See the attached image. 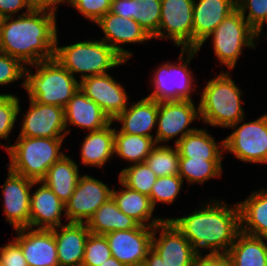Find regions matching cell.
I'll return each mask as SVG.
<instances>
[{
    "label": "cell",
    "mask_w": 267,
    "mask_h": 266,
    "mask_svg": "<svg viewBox=\"0 0 267 266\" xmlns=\"http://www.w3.org/2000/svg\"><path fill=\"white\" fill-rule=\"evenodd\" d=\"M157 178L148 165L142 162L123 168L118 180L130 189L149 196Z\"/></svg>",
    "instance_id": "d590c367"
},
{
    "label": "cell",
    "mask_w": 267,
    "mask_h": 266,
    "mask_svg": "<svg viewBox=\"0 0 267 266\" xmlns=\"http://www.w3.org/2000/svg\"><path fill=\"white\" fill-rule=\"evenodd\" d=\"M36 67L33 74L26 68V77L21 85L29 99L38 103L65 107L79 89V81L55 58L30 65Z\"/></svg>",
    "instance_id": "277c9868"
},
{
    "label": "cell",
    "mask_w": 267,
    "mask_h": 266,
    "mask_svg": "<svg viewBox=\"0 0 267 266\" xmlns=\"http://www.w3.org/2000/svg\"><path fill=\"white\" fill-rule=\"evenodd\" d=\"M113 122L104 128L92 131L84 137L81 144V159L84 165L103 167L114 155L115 128Z\"/></svg>",
    "instance_id": "83f0119b"
},
{
    "label": "cell",
    "mask_w": 267,
    "mask_h": 266,
    "mask_svg": "<svg viewBox=\"0 0 267 266\" xmlns=\"http://www.w3.org/2000/svg\"><path fill=\"white\" fill-rule=\"evenodd\" d=\"M111 256L105 235L90 233L86 240L84 260L81 266H99Z\"/></svg>",
    "instance_id": "74e56055"
},
{
    "label": "cell",
    "mask_w": 267,
    "mask_h": 266,
    "mask_svg": "<svg viewBox=\"0 0 267 266\" xmlns=\"http://www.w3.org/2000/svg\"><path fill=\"white\" fill-rule=\"evenodd\" d=\"M96 24L105 34L102 41H105L125 61L129 60L132 52L120 47L128 43H144L152 39L138 22L131 18H124L107 12ZM119 45V46H118Z\"/></svg>",
    "instance_id": "ac0fdd59"
},
{
    "label": "cell",
    "mask_w": 267,
    "mask_h": 266,
    "mask_svg": "<svg viewBox=\"0 0 267 266\" xmlns=\"http://www.w3.org/2000/svg\"><path fill=\"white\" fill-rule=\"evenodd\" d=\"M33 10H45L52 13H57V6L62 3H67L69 0H29Z\"/></svg>",
    "instance_id": "bcb514c9"
},
{
    "label": "cell",
    "mask_w": 267,
    "mask_h": 266,
    "mask_svg": "<svg viewBox=\"0 0 267 266\" xmlns=\"http://www.w3.org/2000/svg\"><path fill=\"white\" fill-rule=\"evenodd\" d=\"M218 144L206 129L197 128L185 135L176 146L179 150V158L223 160L224 140Z\"/></svg>",
    "instance_id": "f546056e"
},
{
    "label": "cell",
    "mask_w": 267,
    "mask_h": 266,
    "mask_svg": "<svg viewBox=\"0 0 267 266\" xmlns=\"http://www.w3.org/2000/svg\"><path fill=\"white\" fill-rule=\"evenodd\" d=\"M25 8L26 12L33 10L29 0H0V18L14 17Z\"/></svg>",
    "instance_id": "ee69618b"
},
{
    "label": "cell",
    "mask_w": 267,
    "mask_h": 266,
    "mask_svg": "<svg viewBox=\"0 0 267 266\" xmlns=\"http://www.w3.org/2000/svg\"><path fill=\"white\" fill-rule=\"evenodd\" d=\"M158 231H161L160 236L156 238ZM152 249L160 255L164 266H193L198 255L170 219L154 227Z\"/></svg>",
    "instance_id": "9a60e30c"
},
{
    "label": "cell",
    "mask_w": 267,
    "mask_h": 266,
    "mask_svg": "<svg viewBox=\"0 0 267 266\" xmlns=\"http://www.w3.org/2000/svg\"><path fill=\"white\" fill-rule=\"evenodd\" d=\"M227 255L234 266H267V238L240 231Z\"/></svg>",
    "instance_id": "1f68e13d"
},
{
    "label": "cell",
    "mask_w": 267,
    "mask_h": 266,
    "mask_svg": "<svg viewBox=\"0 0 267 266\" xmlns=\"http://www.w3.org/2000/svg\"><path fill=\"white\" fill-rule=\"evenodd\" d=\"M0 260L3 266H28L23 251L15 240L0 247Z\"/></svg>",
    "instance_id": "7bdbcfd3"
},
{
    "label": "cell",
    "mask_w": 267,
    "mask_h": 266,
    "mask_svg": "<svg viewBox=\"0 0 267 266\" xmlns=\"http://www.w3.org/2000/svg\"><path fill=\"white\" fill-rule=\"evenodd\" d=\"M198 53L197 49H181L178 64L173 62L163 63L154 71L152 76L153 92L148 98L160 101L192 100L195 86L192 71L188 66L192 58ZM187 54L186 59H183Z\"/></svg>",
    "instance_id": "ba28073f"
},
{
    "label": "cell",
    "mask_w": 267,
    "mask_h": 266,
    "mask_svg": "<svg viewBox=\"0 0 267 266\" xmlns=\"http://www.w3.org/2000/svg\"><path fill=\"white\" fill-rule=\"evenodd\" d=\"M52 231L55 236L59 266H81L86 240L90 234L86 223L68 222L52 228Z\"/></svg>",
    "instance_id": "7402d4cb"
},
{
    "label": "cell",
    "mask_w": 267,
    "mask_h": 266,
    "mask_svg": "<svg viewBox=\"0 0 267 266\" xmlns=\"http://www.w3.org/2000/svg\"><path fill=\"white\" fill-rule=\"evenodd\" d=\"M153 230L154 227L139 225L105 234L111 255L125 266H142L152 248Z\"/></svg>",
    "instance_id": "4fadbf2b"
},
{
    "label": "cell",
    "mask_w": 267,
    "mask_h": 266,
    "mask_svg": "<svg viewBox=\"0 0 267 266\" xmlns=\"http://www.w3.org/2000/svg\"><path fill=\"white\" fill-rule=\"evenodd\" d=\"M15 241L20 245L28 266H59L52 229H16ZM27 232V233H26Z\"/></svg>",
    "instance_id": "d6986e66"
},
{
    "label": "cell",
    "mask_w": 267,
    "mask_h": 266,
    "mask_svg": "<svg viewBox=\"0 0 267 266\" xmlns=\"http://www.w3.org/2000/svg\"><path fill=\"white\" fill-rule=\"evenodd\" d=\"M111 2L112 0H69L68 4L82 16L96 23L110 11Z\"/></svg>",
    "instance_id": "60d3db41"
},
{
    "label": "cell",
    "mask_w": 267,
    "mask_h": 266,
    "mask_svg": "<svg viewBox=\"0 0 267 266\" xmlns=\"http://www.w3.org/2000/svg\"><path fill=\"white\" fill-rule=\"evenodd\" d=\"M238 205L240 231L251 236L267 238V188L253 191Z\"/></svg>",
    "instance_id": "4316f807"
},
{
    "label": "cell",
    "mask_w": 267,
    "mask_h": 266,
    "mask_svg": "<svg viewBox=\"0 0 267 266\" xmlns=\"http://www.w3.org/2000/svg\"><path fill=\"white\" fill-rule=\"evenodd\" d=\"M183 182L179 175L158 177L149 195L153 207L157 202L172 204L179 195Z\"/></svg>",
    "instance_id": "8d00e7d4"
},
{
    "label": "cell",
    "mask_w": 267,
    "mask_h": 266,
    "mask_svg": "<svg viewBox=\"0 0 267 266\" xmlns=\"http://www.w3.org/2000/svg\"><path fill=\"white\" fill-rule=\"evenodd\" d=\"M99 266H125L123 263L119 262L115 257L111 256L109 259L104 261Z\"/></svg>",
    "instance_id": "c3c4849f"
},
{
    "label": "cell",
    "mask_w": 267,
    "mask_h": 266,
    "mask_svg": "<svg viewBox=\"0 0 267 266\" xmlns=\"http://www.w3.org/2000/svg\"><path fill=\"white\" fill-rule=\"evenodd\" d=\"M29 100L30 107L24 115L18 137L64 138L70 133V130L66 129L63 107Z\"/></svg>",
    "instance_id": "5bb4252c"
},
{
    "label": "cell",
    "mask_w": 267,
    "mask_h": 266,
    "mask_svg": "<svg viewBox=\"0 0 267 266\" xmlns=\"http://www.w3.org/2000/svg\"><path fill=\"white\" fill-rule=\"evenodd\" d=\"M267 24V20L256 30V33H257V35L260 37L261 36V34H262V28H263V25L264 24Z\"/></svg>",
    "instance_id": "681fc988"
},
{
    "label": "cell",
    "mask_w": 267,
    "mask_h": 266,
    "mask_svg": "<svg viewBox=\"0 0 267 266\" xmlns=\"http://www.w3.org/2000/svg\"><path fill=\"white\" fill-rule=\"evenodd\" d=\"M159 102L147 96L143 99L130 103L112 122L122 123L120 130L115 133H126L151 137L155 140L151 131L156 127Z\"/></svg>",
    "instance_id": "603a6c76"
},
{
    "label": "cell",
    "mask_w": 267,
    "mask_h": 266,
    "mask_svg": "<svg viewBox=\"0 0 267 266\" xmlns=\"http://www.w3.org/2000/svg\"><path fill=\"white\" fill-rule=\"evenodd\" d=\"M38 181L28 179L8 167V177L3 189V204L6 221L14 230L29 227L31 188Z\"/></svg>",
    "instance_id": "2e32d148"
},
{
    "label": "cell",
    "mask_w": 267,
    "mask_h": 266,
    "mask_svg": "<svg viewBox=\"0 0 267 266\" xmlns=\"http://www.w3.org/2000/svg\"><path fill=\"white\" fill-rule=\"evenodd\" d=\"M143 266H164L160 255L152 248L148 251Z\"/></svg>",
    "instance_id": "7dc6e473"
},
{
    "label": "cell",
    "mask_w": 267,
    "mask_h": 266,
    "mask_svg": "<svg viewBox=\"0 0 267 266\" xmlns=\"http://www.w3.org/2000/svg\"><path fill=\"white\" fill-rule=\"evenodd\" d=\"M236 6L255 30L267 20V0H236Z\"/></svg>",
    "instance_id": "ab89813d"
},
{
    "label": "cell",
    "mask_w": 267,
    "mask_h": 266,
    "mask_svg": "<svg viewBox=\"0 0 267 266\" xmlns=\"http://www.w3.org/2000/svg\"><path fill=\"white\" fill-rule=\"evenodd\" d=\"M210 37H212L214 54L219 62L229 70L236 66L237 60L243 53V47L255 49L254 39H259L256 30L245 20L237 8L207 36L197 50H200Z\"/></svg>",
    "instance_id": "52a82bcc"
},
{
    "label": "cell",
    "mask_w": 267,
    "mask_h": 266,
    "mask_svg": "<svg viewBox=\"0 0 267 266\" xmlns=\"http://www.w3.org/2000/svg\"><path fill=\"white\" fill-rule=\"evenodd\" d=\"M19 98L13 94H0V138L6 139L9 143L8 136L17 116L20 113Z\"/></svg>",
    "instance_id": "f35d334b"
},
{
    "label": "cell",
    "mask_w": 267,
    "mask_h": 266,
    "mask_svg": "<svg viewBox=\"0 0 267 266\" xmlns=\"http://www.w3.org/2000/svg\"><path fill=\"white\" fill-rule=\"evenodd\" d=\"M86 225L90 233L105 235L113 231L134 229L140 224L124 214L110 198L95 211Z\"/></svg>",
    "instance_id": "4dcf8cb0"
},
{
    "label": "cell",
    "mask_w": 267,
    "mask_h": 266,
    "mask_svg": "<svg viewBox=\"0 0 267 266\" xmlns=\"http://www.w3.org/2000/svg\"><path fill=\"white\" fill-rule=\"evenodd\" d=\"M222 160L179 158V176L189 184H203L222 175Z\"/></svg>",
    "instance_id": "836d02e7"
},
{
    "label": "cell",
    "mask_w": 267,
    "mask_h": 266,
    "mask_svg": "<svg viewBox=\"0 0 267 266\" xmlns=\"http://www.w3.org/2000/svg\"><path fill=\"white\" fill-rule=\"evenodd\" d=\"M229 71H221L203 88L198 104L200 120L211 126L230 128L245 118L241 101L242 91L230 77Z\"/></svg>",
    "instance_id": "3957f363"
},
{
    "label": "cell",
    "mask_w": 267,
    "mask_h": 266,
    "mask_svg": "<svg viewBox=\"0 0 267 266\" xmlns=\"http://www.w3.org/2000/svg\"><path fill=\"white\" fill-rule=\"evenodd\" d=\"M79 89L100 106L111 121L129 106L125 88L108 73L80 80Z\"/></svg>",
    "instance_id": "e0dca14e"
},
{
    "label": "cell",
    "mask_w": 267,
    "mask_h": 266,
    "mask_svg": "<svg viewBox=\"0 0 267 266\" xmlns=\"http://www.w3.org/2000/svg\"><path fill=\"white\" fill-rule=\"evenodd\" d=\"M156 145L151 137L115 133L114 154L133 164L142 163Z\"/></svg>",
    "instance_id": "d6a6232c"
},
{
    "label": "cell",
    "mask_w": 267,
    "mask_h": 266,
    "mask_svg": "<svg viewBox=\"0 0 267 266\" xmlns=\"http://www.w3.org/2000/svg\"><path fill=\"white\" fill-rule=\"evenodd\" d=\"M26 66L17 58L0 52V85H7L26 77Z\"/></svg>",
    "instance_id": "b9f144b4"
},
{
    "label": "cell",
    "mask_w": 267,
    "mask_h": 266,
    "mask_svg": "<svg viewBox=\"0 0 267 266\" xmlns=\"http://www.w3.org/2000/svg\"><path fill=\"white\" fill-rule=\"evenodd\" d=\"M243 121L244 118L232 125L234 131L223 139L224 152L234 154L242 162L267 164V114L254 121Z\"/></svg>",
    "instance_id": "9c48e42d"
},
{
    "label": "cell",
    "mask_w": 267,
    "mask_h": 266,
    "mask_svg": "<svg viewBox=\"0 0 267 266\" xmlns=\"http://www.w3.org/2000/svg\"><path fill=\"white\" fill-rule=\"evenodd\" d=\"M56 38L54 58L73 76L81 80L109 73L107 70L124 64L125 61L114 49L102 40H85L71 45L58 46Z\"/></svg>",
    "instance_id": "5b68a950"
},
{
    "label": "cell",
    "mask_w": 267,
    "mask_h": 266,
    "mask_svg": "<svg viewBox=\"0 0 267 266\" xmlns=\"http://www.w3.org/2000/svg\"><path fill=\"white\" fill-rule=\"evenodd\" d=\"M64 138L18 137L10 146L1 145L10 157L9 168L33 181H42L48 169L65 153L60 152Z\"/></svg>",
    "instance_id": "8992f818"
},
{
    "label": "cell",
    "mask_w": 267,
    "mask_h": 266,
    "mask_svg": "<svg viewBox=\"0 0 267 266\" xmlns=\"http://www.w3.org/2000/svg\"><path fill=\"white\" fill-rule=\"evenodd\" d=\"M193 266H234L227 254H198Z\"/></svg>",
    "instance_id": "f6af8a7d"
},
{
    "label": "cell",
    "mask_w": 267,
    "mask_h": 266,
    "mask_svg": "<svg viewBox=\"0 0 267 266\" xmlns=\"http://www.w3.org/2000/svg\"><path fill=\"white\" fill-rule=\"evenodd\" d=\"M119 182L123 188L118 191L113 188L112 198L124 214L146 227H155L165 220V218L156 217L152 219L155 208L148 195L130 189L120 180Z\"/></svg>",
    "instance_id": "484cf974"
},
{
    "label": "cell",
    "mask_w": 267,
    "mask_h": 266,
    "mask_svg": "<svg viewBox=\"0 0 267 266\" xmlns=\"http://www.w3.org/2000/svg\"><path fill=\"white\" fill-rule=\"evenodd\" d=\"M112 190L92 176L81 175L75 191L65 204V218L70 223H87L95 211L112 198Z\"/></svg>",
    "instance_id": "7c38bea8"
},
{
    "label": "cell",
    "mask_w": 267,
    "mask_h": 266,
    "mask_svg": "<svg viewBox=\"0 0 267 266\" xmlns=\"http://www.w3.org/2000/svg\"><path fill=\"white\" fill-rule=\"evenodd\" d=\"M236 8V0H194L193 49H197Z\"/></svg>",
    "instance_id": "ffe728a7"
},
{
    "label": "cell",
    "mask_w": 267,
    "mask_h": 266,
    "mask_svg": "<svg viewBox=\"0 0 267 266\" xmlns=\"http://www.w3.org/2000/svg\"><path fill=\"white\" fill-rule=\"evenodd\" d=\"M65 124L97 131L109 125L112 121L93 100L89 99L80 89L73 95L64 107Z\"/></svg>",
    "instance_id": "cb8c5ba5"
},
{
    "label": "cell",
    "mask_w": 267,
    "mask_h": 266,
    "mask_svg": "<svg viewBox=\"0 0 267 266\" xmlns=\"http://www.w3.org/2000/svg\"><path fill=\"white\" fill-rule=\"evenodd\" d=\"M196 119L200 120L199 107L196 108L193 100L160 101L157 115V131L155 142H167L176 136L175 145L188 133L197 128L189 125Z\"/></svg>",
    "instance_id": "8fae6325"
},
{
    "label": "cell",
    "mask_w": 267,
    "mask_h": 266,
    "mask_svg": "<svg viewBox=\"0 0 267 266\" xmlns=\"http://www.w3.org/2000/svg\"><path fill=\"white\" fill-rule=\"evenodd\" d=\"M56 14L32 10L0 21V52L25 66L54 58L57 38Z\"/></svg>",
    "instance_id": "6da1fadb"
},
{
    "label": "cell",
    "mask_w": 267,
    "mask_h": 266,
    "mask_svg": "<svg viewBox=\"0 0 267 266\" xmlns=\"http://www.w3.org/2000/svg\"><path fill=\"white\" fill-rule=\"evenodd\" d=\"M179 157L176 145H156L144 162L157 177L179 175Z\"/></svg>",
    "instance_id": "e575fe53"
},
{
    "label": "cell",
    "mask_w": 267,
    "mask_h": 266,
    "mask_svg": "<svg viewBox=\"0 0 267 266\" xmlns=\"http://www.w3.org/2000/svg\"><path fill=\"white\" fill-rule=\"evenodd\" d=\"M213 200L187 216L167 218L189 240L197 254L202 253L200 248L208 249L209 254H227L240 232L238 203L230 207L223 201Z\"/></svg>",
    "instance_id": "7a4b0ae2"
},
{
    "label": "cell",
    "mask_w": 267,
    "mask_h": 266,
    "mask_svg": "<svg viewBox=\"0 0 267 266\" xmlns=\"http://www.w3.org/2000/svg\"><path fill=\"white\" fill-rule=\"evenodd\" d=\"M77 163L69 156L64 155L56 161L42 180L66 204L79 181L80 174Z\"/></svg>",
    "instance_id": "f1b7e54d"
},
{
    "label": "cell",
    "mask_w": 267,
    "mask_h": 266,
    "mask_svg": "<svg viewBox=\"0 0 267 266\" xmlns=\"http://www.w3.org/2000/svg\"><path fill=\"white\" fill-rule=\"evenodd\" d=\"M39 184L30 196L29 228L52 229L63 225L61 217L65 204L43 181H38Z\"/></svg>",
    "instance_id": "44dd1931"
},
{
    "label": "cell",
    "mask_w": 267,
    "mask_h": 266,
    "mask_svg": "<svg viewBox=\"0 0 267 266\" xmlns=\"http://www.w3.org/2000/svg\"><path fill=\"white\" fill-rule=\"evenodd\" d=\"M193 1L161 0L160 25L152 39H169L181 49H193Z\"/></svg>",
    "instance_id": "30bf717a"
},
{
    "label": "cell",
    "mask_w": 267,
    "mask_h": 266,
    "mask_svg": "<svg viewBox=\"0 0 267 266\" xmlns=\"http://www.w3.org/2000/svg\"><path fill=\"white\" fill-rule=\"evenodd\" d=\"M109 12L135 20L153 38L160 25L161 0H112Z\"/></svg>",
    "instance_id": "d4e9b609"
}]
</instances>
